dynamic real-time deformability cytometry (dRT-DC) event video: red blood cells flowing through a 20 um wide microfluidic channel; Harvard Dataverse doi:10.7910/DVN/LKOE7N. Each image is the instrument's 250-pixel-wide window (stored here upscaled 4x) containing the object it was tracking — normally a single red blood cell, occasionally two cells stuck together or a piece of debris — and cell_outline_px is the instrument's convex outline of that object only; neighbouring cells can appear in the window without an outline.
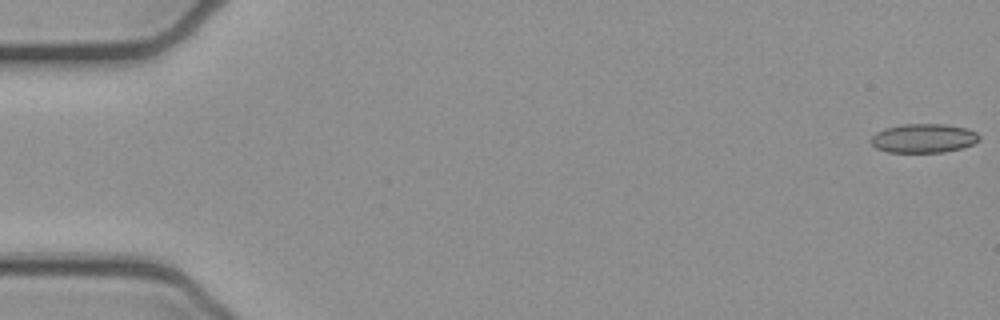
{"species": "common noctule bat (a hibernating species)", "species_latin": "Nyctalus noctula", "temperature_condition": "cold", "stored_images_in_passage": 52, "camera_frame_rate_fps": 3000, "um_per_image_px": 0.085, "animal": {"sex": "female", "body_mass_g": 21.9}, "frame": {"image": 1, "passage_image": 1, "time_ms": 0.0, "image_size_px": [1000, 320], "cell_outline_px": [[980, 140], [964, 148], [944, 152], [888, 152], [876, 148], [872, 144], [872, 136], [876, 132], [884, 128], [904, 124], [944, 124], [968, 128], [976, 132], [980, 136]], "centroid_in_image_um": [78.54, 11.75], "position_along_channel_um": 6.5, "area_um2": 18.38}}
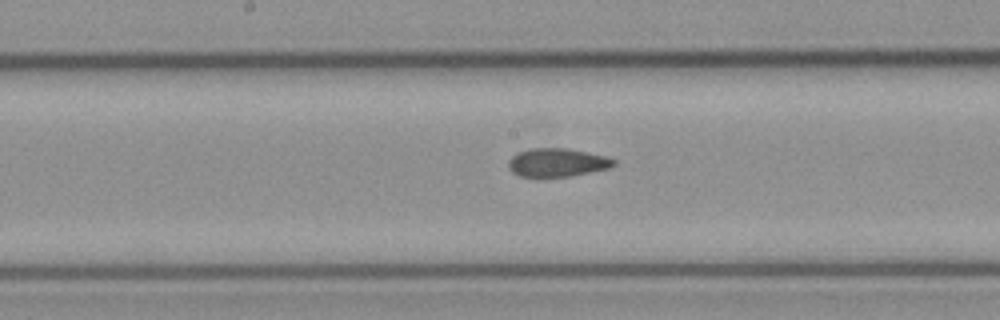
{"frame": {"image": 2, "passage_image": 27, "time_ms": 8.667, "image_size_px": [1000, 320], "cell_outline_px": [[616, 164], [612, 168], [568, 176], [544, 180], [520, 176], [512, 172], [508, 168], [508, 160], [516, 152], [532, 148], [564, 148], [604, 156], [616, 160]], "centroid_in_image_um": [47.3, 13.86], "position_along_channel_um": 200.9, "area_um2": 17.98}}
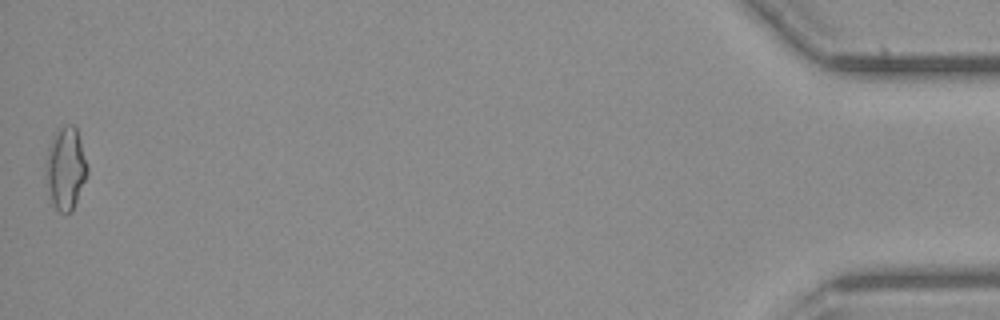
{"frame": {"image": 3, "passage_image": 52, "time_ms": 17.0, "image_size_px": [1000, 320], "cell_outline_px": [[88, 172], [72, 212], [60, 212], [52, 204], [44, 184], [44, 164], [48, 144], [56, 128], [64, 124], [72, 124], [76, 128], [80, 140], [88, 168]], "centroid_in_image_um": [5.51, 14.29], "position_along_channel_um": 429.7, "area_um2": 20.63}, "authors_computed_cell_mechanics": {"area_um2": 17.8891, "velocity_mm_per_s": 3.9572, "shape_relaxation_time_tau1_ms": null, "shape_relaxation_time_tau2_ms": 4.648, "deformation_change_tau1": null, "deformation_change_tau2": 0.0994}}